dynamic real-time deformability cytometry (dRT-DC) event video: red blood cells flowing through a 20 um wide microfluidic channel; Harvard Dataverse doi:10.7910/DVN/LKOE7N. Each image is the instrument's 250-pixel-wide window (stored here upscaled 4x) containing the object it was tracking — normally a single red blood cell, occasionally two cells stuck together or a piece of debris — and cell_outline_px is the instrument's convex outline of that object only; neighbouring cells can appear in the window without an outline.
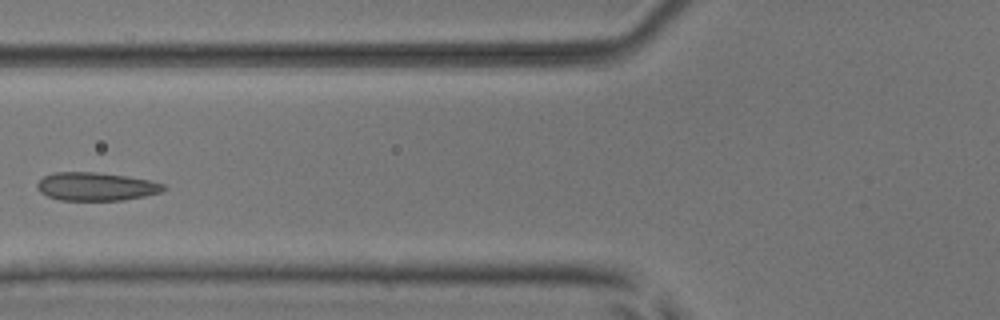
{"species": "common noctule bat (a hibernating species)", "species_latin": "Nyctalus noctula", "temperature_condition": "room temperature", "stored_images_in_passage": 2, "camera_frame_rate_fps": 3000, "um_per_image_px": 0.085, "animal": {"sex": "male", "body_mass_g": 17.9, "forearm_length_mm": 54.2}, "frame": {"image": 1, "passage_image": 2, "time_ms": 1.0, "image_size_px": [1000, 320], "cell_outline_px": [[168, 188], [160, 192], [144, 196], [124, 200], [60, 200], [48, 196], [40, 192], [36, 188], [36, 184], [44, 176], [52, 172], [96, 172], [124, 176], [148, 180], [164, 184]], "centroid_in_image_um": [8.14, 15.85], "position_along_channel_um": 117.7, "area_um2": 20.75}}